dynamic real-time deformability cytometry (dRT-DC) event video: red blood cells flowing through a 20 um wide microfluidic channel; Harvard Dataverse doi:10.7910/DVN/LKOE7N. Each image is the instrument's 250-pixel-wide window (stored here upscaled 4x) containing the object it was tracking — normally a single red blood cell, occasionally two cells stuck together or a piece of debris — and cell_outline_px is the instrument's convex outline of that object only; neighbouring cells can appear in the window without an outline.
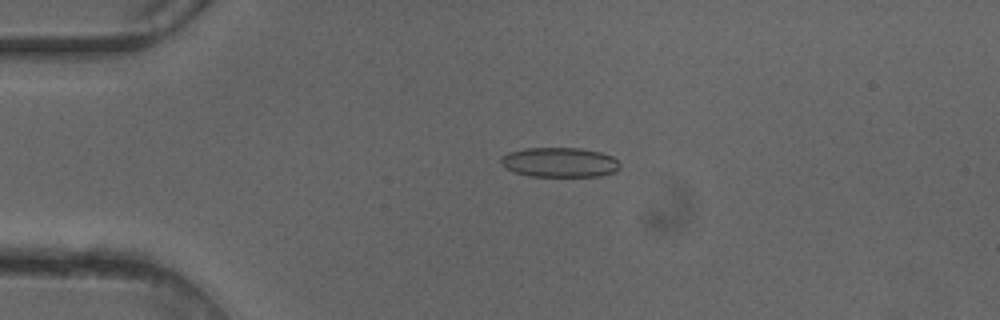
{"species": "common noctule bat (a hibernating species)", "species_latin": "Nyctalus noctula", "temperature_condition": "cold", "stored_images_in_passage": 51, "camera_frame_rate_fps": 3000, "um_per_image_px": 0.085, "animal": {"sex": "female"}, "frame": {"image": 1, "passage_image": 12, "time_ms": 3.667, "image_size_px": [1000, 320], "cell_outline_px": [[620, 168], [616, 172], [600, 176], [528, 176], [504, 168], [500, 164], [500, 156], [508, 152], [524, 148], [580, 148], [600, 152], [612, 156], [620, 164]], "centroid_in_image_um": [47.54, 13.8], "position_along_channel_um": 37.5, "area_um2": 20.81}}
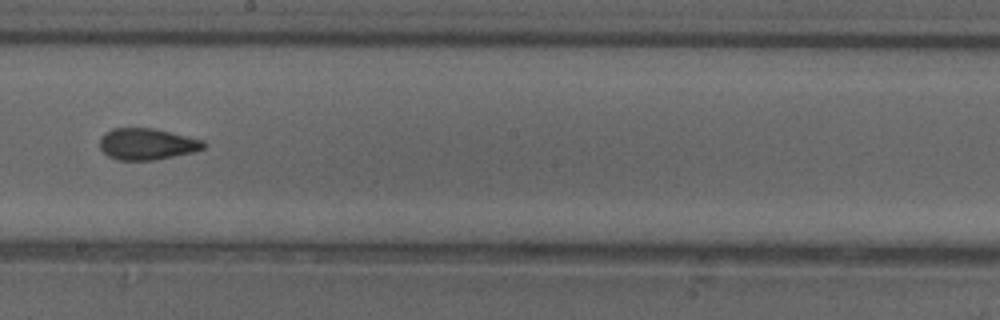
{"frame": {"image": 2, "passage_image": 29, "time_ms": 9.333, "image_size_px": [1000, 320], "cell_outline_px": [[208, 144], [204, 148], [196, 152], [156, 160], [116, 160], [108, 156], [100, 148], [100, 136], [104, 132], [112, 128], [152, 128], [204, 140]], "centroid_in_image_um": [12.51, 12.25], "position_along_channel_um": 235.7, "area_um2": 19.31}}
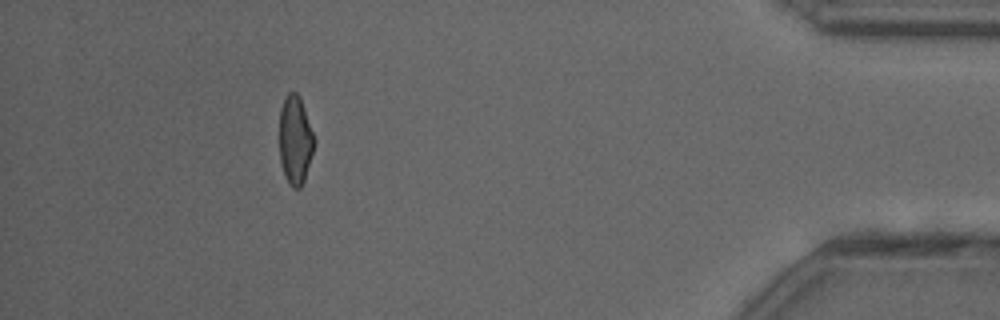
{"frame": {"image": 3, "passage_image": 46, "time_ms": 15.0, "image_size_px": [1000, 320], "cell_outline_px": [[316, 140], [304, 180], [300, 188], [292, 188], [288, 184], [284, 176], [280, 160], [280, 108], [284, 96], [288, 92], [296, 92], [300, 96]], "centroid_in_image_um": [25.09, 11.89], "position_along_channel_um": 410.1, "area_um2": 18.15}, "authors_computed_cell_mechanics": {"area_um2": 19.363, "velocity_mm_per_s": 4.109, "shape_relaxation_time_tau1_ms": 10.4233, "shape_relaxation_time_tau2_ms": 1.5272, "deformation_change_tau1": 0.1894, "deformation_change_tau2": 0.081}}